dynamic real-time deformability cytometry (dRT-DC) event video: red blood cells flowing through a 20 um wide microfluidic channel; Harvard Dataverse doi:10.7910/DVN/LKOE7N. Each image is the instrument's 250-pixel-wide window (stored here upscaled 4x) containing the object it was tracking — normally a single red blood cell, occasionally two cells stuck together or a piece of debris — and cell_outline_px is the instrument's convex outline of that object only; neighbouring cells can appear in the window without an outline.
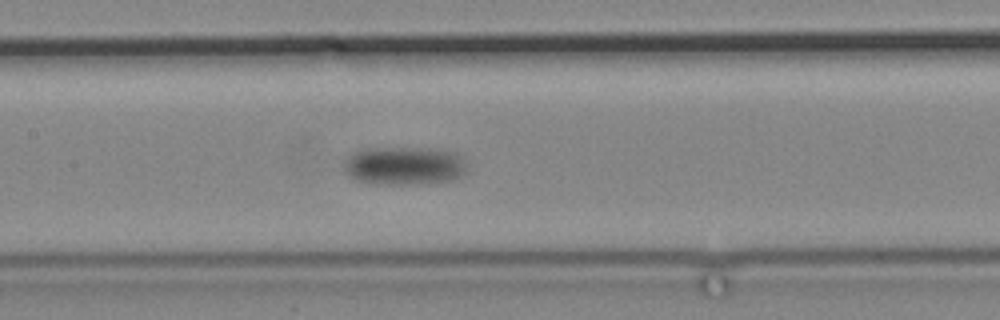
{"species": "common noctule bat (a hibernating species)", "species_latin": "Nyctalus noctula", "temperature_condition": "cold", "stored_images_in_passage": 13, "camera_frame_rate_fps": 3000, "um_per_image_px": 0.085, "animal": {"sex": "male", "body_mass_g": 19.2, "forearm_length_mm": 51.8}, "frame": {"image": 1, "passage_image": 13, "time_ms": 15.333, "image_size_px": [1000, 320], "cell_outline_px": [[464, 172], [460, 176], [452, 180], [404, 184], [380, 184], [356, 180], [348, 176], [344, 172], [340, 164], [344, 156], [352, 152], [364, 148], [436, 148], [456, 152], [464, 156]], "centroid_in_image_um": [34.26, 14.06], "position_along_channel_um": 173.1, "area_um2": 27.98}}